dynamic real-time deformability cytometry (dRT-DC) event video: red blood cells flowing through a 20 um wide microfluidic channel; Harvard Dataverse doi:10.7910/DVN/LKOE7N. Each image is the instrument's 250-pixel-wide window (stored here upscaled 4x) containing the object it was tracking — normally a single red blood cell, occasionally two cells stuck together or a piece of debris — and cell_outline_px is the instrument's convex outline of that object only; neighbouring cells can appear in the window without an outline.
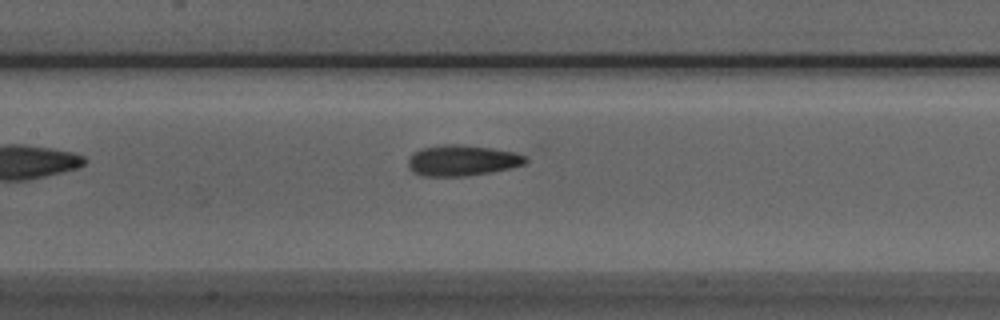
{"species": "Egyptian fruit bat (a non-hibernating species)", "species_latin": "Rousettus aegyptiacus", "temperature_condition": "room temperature", "stored_images_in_passage": 12, "camera_frame_rate_fps": 3000, "um_per_image_px": 0.085, "animal": {"sex": "male"}, "frame": {"image": 1, "passage_image": 10, "time_ms": 3.0, "image_size_px": [1000, 320], "cell_outline_px": [[528, 160], [524, 164], [492, 172], [464, 176], [420, 176], [412, 172], [408, 168], [408, 160], [412, 152], [424, 148], [444, 144], [456, 144], [492, 148], [516, 152], [524, 156]], "centroid_in_image_um": [39.24, 13.64], "position_along_channel_um": 168.2, "area_um2": 21.1}}